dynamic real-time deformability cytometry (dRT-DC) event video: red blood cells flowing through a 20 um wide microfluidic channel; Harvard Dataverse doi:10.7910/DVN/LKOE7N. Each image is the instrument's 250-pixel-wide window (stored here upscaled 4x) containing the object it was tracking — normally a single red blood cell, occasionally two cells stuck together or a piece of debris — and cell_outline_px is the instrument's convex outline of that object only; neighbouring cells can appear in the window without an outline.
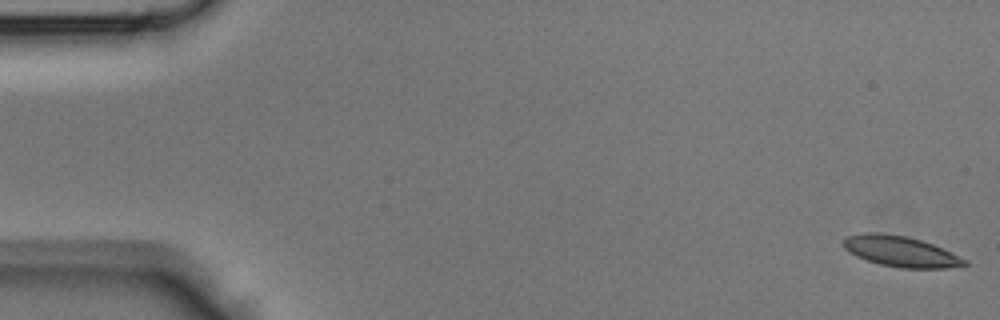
{"species": "Egyptian fruit bat (a non-hibernating species)", "species_latin": "Rousettus aegyptiacus", "temperature_condition": "room temperature", "stored_images_in_passage": 43, "camera_frame_rate_fps": 3000, "um_per_image_px": 0.085, "animal": {"sex": "male"}, "frame": {"image": 1, "passage_image": 1, "time_ms": 0.0, "image_size_px": [1000, 320], "cell_outline_px": [[968, 264], [948, 268], [900, 268], [880, 264], [856, 256], [848, 252], [844, 248], [844, 240], [848, 236], [860, 232], [880, 232], [908, 236], [932, 244], [968, 260]], "centroid_in_image_um": [76.54, 21.36], "position_along_channel_um": 8.5, "area_um2": 21.62}}
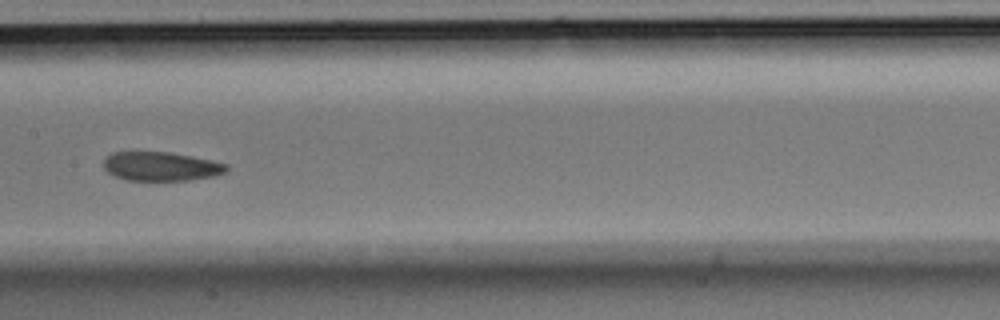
{"frame": {"image": 2, "passage_image": 22, "time_ms": 7.0, "image_size_px": [1000, 320], "cell_outline_px": [[228, 168], [224, 172], [216, 176], [188, 180], [124, 180], [108, 172], [104, 168], [104, 160], [112, 152], [168, 152], [212, 160], [228, 164]], "centroid_in_image_um": [13.7, 14.14], "position_along_channel_um": 193.7, "area_um2": 20.63}}
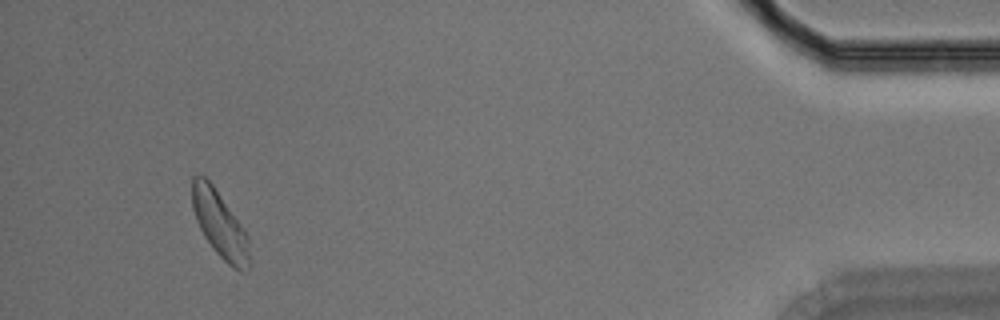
{"frame": {"image": 3, "passage_image": 41, "time_ms": 13.333, "image_size_px": [1000, 320], "cell_outline_px": [[248, 268], [244, 272], [240, 272], [228, 264], [212, 248], [204, 236], [196, 220], [192, 208], [192, 176], [204, 176], [212, 184], [240, 224], [248, 236]], "centroid_in_image_um": [18.65, 19.08], "position_along_channel_um": 416.5, "area_um2": 21.62}}